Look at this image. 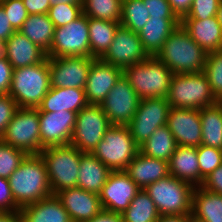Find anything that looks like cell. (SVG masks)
I'll list each match as a JSON object with an SVG mask.
<instances>
[{
    "label": "cell",
    "mask_w": 222,
    "mask_h": 222,
    "mask_svg": "<svg viewBox=\"0 0 222 222\" xmlns=\"http://www.w3.org/2000/svg\"><path fill=\"white\" fill-rule=\"evenodd\" d=\"M201 187L207 191L222 195V164L204 179Z\"/></svg>",
    "instance_id": "cell-46"
},
{
    "label": "cell",
    "mask_w": 222,
    "mask_h": 222,
    "mask_svg": "<svg viewBox=\"0 0 222 222\" xmlns=\"http://www.w3.org/2000/svg\"><path fill=\"white\" fill-rule=\"evenodd\" d=\"M87 222H124L122 214L102 210L98 215Z\"/></svg>",
    "instance_id": "cell-51"
},
{
    "label": "cell",
    "mask_w": 222,
    "mask_h": 222,
    "mask_svg": "<svg viewBox=\"0 0 222 222\" xmlns=\"http://www.w3.org/2000/svg\"><path fill=\"white\" fill-rule=\"evenodd\" d=\"M169 110L166 98L140 99L138 109L127 125L138 146L147 141L157 128L167 125Z\"/></svg>",
    "instance_id": "cell-12"
},
{
    "label": "cell",
    "mask_w": 222,
    "mask_h": 222,
    "mask_svg": "<svg viewBox=\"0 0 222 222\" xmlns=\"http://www.w3.org/2000/svg\"><path fill=\"white\" fill-rule=\"evenodd\" d=\"M16 211H20V208L14 201L9 180L7 178L0 177V212Z\"/></svg>",
    "instance_id": "cell-45"
},
{
    "label": "cell",
    "mask_w": 222,
    "mask_h": 222,
    "mask_svg": "<svg viewBox=\"0 0 222 222\" xmlns=\"http://www.w3.org/2000/svg\"><path fill=\"white\" fill-rule=\"evenodd\" d=\"M23 222H73L56 195L20 209Z\"/></svg>",
    "instance_id": "cell-28"
},
{
    "label": "cell",
    "mask_w": 222,
    "mask_h": 222,
    "mask_svg": "<svg viewBox=\"0 0 222 222\" xmlns=\"http://www.w3.org/2000/svg\"><path fill=\"white\" fill-rule=\"evenodd\" d=\"M122 74V69L95 59L84 88L88 104L100 105Z\"/></svg>",
    "instance_id": "cell-20"
},
{
    "label": "cell",
    "mask_w": 222,
    "mask_h": 222,
    "mask_svg": "<svg viewBox=\"0 0 222 222\" xmlns=\"http://www.w3.org/2000/svg\"><path fill=\"white\" fill-rule=\"evenodd\" d=\"M0 140L27 155L44 149L40 140L39 111L37 108H18Z\"/></svg>",
    "instance_id": "cell-9"
},
{
    "label": "cell",
    "mask_w": 222,
    "mask_h": 222,
    "mask_svg": "<svg viewBox=\"0 0 222 222\" xmlns=\"http://www.w3.org/2000/svg\"><path fill=\"white\" fill-rule=\"evenodd\" d=\"M0 222H23L20 211L0 212Z\"/></svg>",
    "instance_id": "cell-53"
},
{
    "label": "cell",
    "mask_w": 222,
    "mask_h": 222,
    "mask_svg": "<svg viewBox=\"0 0 222 222\" xmlns=\"http://www.w3.org/2000/svg\"><path fill=\"white\" fill-rule=\"evenodd\" d=\"M181 24L179 18H149L138 33L144 50L156 56L168 36Z\"/></svg>",
    "instance_id": "cell-27"
},
{
    "label": "cell",
    "mask_w": 222,
    "mask_h": 222,
    "mask_svg": "<svg viewBox=\"0 0 222 222\" xmlns=\"http://www.w3.org/2000/svg\"><path fill=\"white\" fill-rule=\"evenodd\" d=\"M177 143L168 126L157 128L152 135L139 146V152L156 159L169 161L176 150Z\"/></svg>",
    "instance_id": "cell-33"
},
{
    "label": "cell",
    "mask_w": 222,
    "mask_h": 222,
    "mask_svg": "<svg viewBox=\"0 0 222 222\" xmlns=\"http://www.w3.org/2000/svg\"><path fill=\"white\" fill-rule=\"evenodd\" d=\"M191 215H160L156 222H188Z\"/></svg>",
    "instance_id": "cell-52"
},
{
    "label": "cell",
    "mask_w": 222,
    "mask_h": 222,
    "mask_svg": "<svg viewBox=\"0 0 222 222\" xmlns=\"http://www.w3.org/2000/svg\"><path fill=\"white\" fill-rule=\"evenodd\" d=\"M28 14H47L50 6L49 0H23Z\"/></svg>",
    "instance_id": "cell-48"
},
{
    "label": "cell",
    "mask_w": 222,
    "mask_h": 222,
    "mask_svg": "<svg viewBox=\"0 0 222 222\" xmlns=\"http://www.w3.org/2000/svg\"><path fill=\"white\" fill-rule=\"evenodd\" d=\"M193 0H168L172 11L182 20L190 11Z\"/></svg>",
    "instance_id": "cell-49"
},
{
    "label": "cell",
    "mask_w": 222,
    "mask_h": 222,
    "mask_svg": "<svg viewBox=\"0 0 222 222\" xmlns=\"http://www.w3.org/2000/svg\"><path fill=\"white\" fill-rule=\"evenodd\" d=\"M87 105L84 89L51 87L37 109L39 112L67 110L78 113Z\"/></svg>",
    "instance_id": "cell-24"
},
{
    "label": "cell",
    "mask_w": 222,
    "mask_h": 222,
    "mask_svg": "<svg viewBox=\"0 0 222 222\" xmlns=\"http://www.w3.org/2000/svg\"><path fill=\"white\" fill-rule=\"evenodd\" d=\"M81 152L71 144L49 146L40 155L45 161L47 175L53 195L77 187Z\"/></svg>",
    "instance_id": "cell-6"
},
{
    "label": "cell",
    "mask_w": 222,
    "mask_h": 222,
    "mask_svg": "<svg viewBox=\"0 0 222 222\" xmlns=\"http://www.w3.org/2000/svg\"><path fill=\"white\" fill-rule=\"evenodd\" d=\"M124 172L140 189L170 175L167 161L148 157L141 152L137 153Z\"/></svg>",
    "instance_id": "cell-21"
},
{
    "label": "cell",
    "mask_w": 222,
    "mask_h": 222,
    "mask_svg": "<svg viewBox=\"0 0 222 222\" xmlns=\"http://www.w3.org/2000/svg\"><path fill=\"white\" fill-rule=\"evenodd\" d=\"M202 125L201 144L222 150V104H216L200 109Z\"/></svg>",
    "instance_id": "cell-32"
},
{
    "label": "cell",
    "mask_w": 222,
    "mask_h": 222,
    "mask_svg": "<svg viewBox=\"0 0 222 222\" xmlns=\"http://www.w3.org/2000/svg\"><path fill=\"white\" fill-rule=\"evenodd\" d=\"M7 41L0 39V59H7Z\"/></svg>",
    "instance_id": "cell-54"
},
{
    "label": "cell",
    "mask_w": 222,
    "mask_h": 222,
    "mask_svg": "<svg viewBox=\"0 0 222 222\" xmlns=\"http://www.w3.org/2000/svg\"><path fill=\"white\" fill-rule=\"evenodd\" d=\"M199 161L200 175L205 179L218 166L222 164V150L214 147L200 145L196 147Z\"/></svg>",
    "instance_id": "cell-40"
},
{
    "label": "cell",
    "mask_w": 222,
    "mask_h": 222,
    "mask_svg": "<svg viewBox=\"0 0 222 222\" xmlns=\"http://www.w3.org/2000/svg\"><path fill=\"white\" fill-rule=\"evenodd\" d=\"M120 25V22L88 18L89 43L92 58L101 59L105 55Z\"/></svg>",
    "instance_id": "cell-31"
},
{
    "label": "cell",
    "mask_w": 222,
    "mask_h": 222,
    "mask_svg": "<svg viewBox=\"0 0 222 222\" xmlns=\"http://www.w3.org/2000/svg\"><path fill=\"white\" fill-rule=\"evenodd\" d=\"M0 6L4 9L12 27L18 31L29 15L23 0H4L0 2Z\"/></svg>",
    "instance_id": "cell-41"
},
{
    "label": "cell",
    "mask_w": 222,
    "mask_h": 222,
    "mask_svg": "<svg viewBox=\"0 0 222 222\" xmlns=\"http://www.w3.org/2000/svg\"><path fill=\"white\" fill-rule=\"evenodd\" d=\"M150 18H178L172 11L168 0H142Z\"/></svg>",
    "instance_id": "cell-44"
},
{
    "label": "cell",
    "mask_w": 222,
    "mask_h": 222,
    "mask_svg": "<svg viewBox=\"0 0 222 222\" xmlns=\"http://www.w3.org/2000/svg\"><path fill=\"white\" fill-rule=\"evenodd\" d=\"M13 67L7 59H0V95L7 94L11 87Z\"/></svg>",
    "instance_id": "cell-47"
},
{
    "label": "cell",
    "mask_w": 222,
    "mask_h": 222,
    "mask_svg": "<svg viewBox=\"0 0 222 222\" xmlns=\"http://www.w3.org/2000/svg\"><path fill=\"white\" fill-rule=\"evenodd\" d=\"M140 98L122 74L100 107L111 125L127 126L135 115Z\"/></svg>",
    "instance_id": "cell-13"
},
{
    "label": "cell",
    "mask_w": 222,
    "mask_h": 222,
    "mask_svg": "<svg viewBox=\"0 0 222 222\" xmlns=\"http://www.w3.org/2000/svg\"><path fill=\"white\" fill-rule=\"evenodd\" d=\"M18 108L16 101L9 93L0 95V138L4 134L6 127L13 119Z\"/></svg>",
    "instance_id": "cell-43"
},
{
    "label": "cell",
    "mask_w": 222,
    "mask_h": 222,
    "mask_svg": "<svg viewBox=\"0 0 222 222\" xmlns=\"http://www.w3.org/2000/svg\"><path fill=\"white\" fill-rule=\"evenodd\" d=\"M82 10L88 18L120 22L122 0H83Z\"/></svg>",
    "instance_id": "cell-35"
},
{
    "label": "cell",
    "mask_w": 222,
    "mask_h": 222,
    "mask_svg": "<svg viewBox=\"0 0 222 222\" xmlns=\"http://www.w3.org/2000/svg\"><path fill=\"white\" fill-rule=\"evenodd\" d=\"M94 60L82 56L48 57L51 87L84 89Z\"/></svg>",
    "instance_id": "cell-14"
},
{
    "label": "cell",
    "mask_w": 222,
    "mask_h": 222,
    "mask_svg": "<svg viewBox=\"0 0 222 222\" xmlns=\"http://www.w3.org/2000/svg\"><path fill=\"white\" fill-rule=\"evenodd\" d=\"M47 14L57 28L80 17L83 14L82 4H55L49 8Z\"/></svg>",
    "instance_id": "cell-39"
},
{
    "label": "cell",
    "mask_w": 222,
    "mask_h": 222,
    "mask_svg": "<svg viewBox=\"0 0 222 222\" xmlns=\"http://www.w3.org/2000/svg\"><path fill=\"white\" fill-rule=\"evenodd\" d=\"M167 126L177 145L190 147L201 145L202 125L199 109L170 108Z\"/></svg>",
    "instance_id": "cell-18"
},
{
    "label": "cell",
    "mask_w": 222,
    "mask_h": 222,
    "mask_svg": "<svg viewBox=\"0 0 222 222\" xmlns=\"http://www.w3.org/2000/svg\"><path fill=\"white\" fill-rule=\"evenodd\" d=\"M148 57L138 33L120 25L101 60L124 70L130 65L145 61Z\"/></svg>",
    "instance_id": "cell-15"
},
{
    "label": "cell",
    "mask_w": 222,
    "mask_h": 222,
    "mask_svg": "<svg viewBox=\"0 0 222 222\" xmlns=\"http://www.w3.org/2000/svg\"><path fill=\"white\" fill-rule=\"evenodd\" d=\"M150 15L142 0H122L120 24L139 33L149 20Z\"/></svg>",
    "instance_id": "cell-36"
},
{
    "label": "cell",
    "mask_w": 222,
    "mask_h": 222,
    "mask_svg": "<svg viewBox=\"0 0 222 222\" xmlns=\"http://www.w3.org/2000/svg\"><path fill=\"white\" fill-rule=\"evenodd\" d=\"M111 172L92 153L83 152L80 158L77 187L99 194Z\"/></svg>",
    "instance_id": "cell-26"
},
{
    "label": "cell",
    "mask_w": 222,
    "mask_h": 222,
    "mask_svg": "<svg viewBox=\"0 0 222 222\" xmlns=\"http://www.w3.org/2000/svg\"><path fill=\"white\" fill-rule=\"evenodd\" d=\"M188 222H199V221H196L194 218L191 217Z\"/></svg>",
    "instance_id": "cell-57"
},
{
    "label": "cell",
    "mask_w": 222,
    "mask_h": 222,
    "mask_svg": "<svg viewBox=\"0 0 222 222\" xmlns=\"http://www.w3.org/2000/svg\"><path fill=\"white\" fill-rule=\"evenodd\" d=\"M111 126L100 105L88 104L77 113L70 144L91 153Z\"/></svg>",
    "instance_id": "cell-10"
},
{
    "label": "cell",
    "mask_w": 222,
    "mask_h": 222,
    "mask_svg": "<svg viewBox=\"0 0 222 222\" xmlns=\"http://www.w3.org/2000/svg\"><path fill=\"white\" fill-rule=\"evenodd\" d=\"M194 188L192 184L169 175L144 190L160 215H191Z\"/></svg>",
    "instance_id": "cell-7"
},
{
    "label": "cell",
    "mask_w": 222,
    "mask_h": 222,
    "mask_svg": "<svg viewBox=\"0 0 222 222\" xmlns=\"http://www.w3.org/2000/svg\"><path fill=\"white\" fill-rule=\"evenodd\" d=\"M8 180L14 201L20 209L53 195L45 161L40 154L27 155Z\"/></svg>",
    "instance_id": "cell-1"
},
{
    "label": "cell",
    "mask_w": 222,
    "mask_h": 222,
    "mask_svg": "<svg viewBox=\"0 0 222 222\" xmlns=\"http://www.w3.org/2000/svg\"><path fill=\"white\" fill-rule=\"evenodd\" d=\"M55 195L73 222L90 221L103 210L99 194L78 187L61 190Z\"/></svg>",
    "instance_id": "cell-19"
},
{
    "label": "cell",
    "mask_w": 222,
    "mask_h": 222,
    "mask_svg": "<svg viewBox=\"0 0 222 222\" xmlns=\"http://www.w3.org/2000/svg\"><path fill=\"white\" fill-rule=\"evenodd\" d=\"M217 18H218L220 25L222 26V0H220V3H219V8L217 11Z\"/></svg>",
    "instance_id": "cell-56"
},
{
    "label": "cell",
    "mask_w": 222,
    "mask_h": 222,
    "mask_svg": "<svg viewBox=\"0 0 222 222\" xmlns=\"http://www.w3.org/2000/svg\"><path fill=\"white\" fill-rule=\"evenodd\" d=\"M15 31L4 9L0 6V39L7 41Z\"/></svg>",
    "instance_id": "cell-50"
},
{
    "label": "cell",
    "mask_w": 222,
    "mask_h": 222,
    "mask_svg": "<svg viewBox=\"0 0 222 222\" xmlns=\"http://www.w3.org/2000/svg\"><path fill=\"white\" fill-rule=\"evenodd\" d=\"M7 47V60L13 69L35 65L47 58V53L43 49L19 31H15L7 40Z\"/></svg>",
    "instance_id": "cell-25"
},
{
    "label": "cell",
    "mask_w": 222,
    "mask_h": 222,
    "mask_svg": "<svg viewBox=\"0 0 222 222\" xmlns=\"http://www.w3.org/2000/svg\"><path fill=\"white\" fill-rule=\"evenodd\" d=\"M203 72L218 101L222 100V50L210 52L206 57Z\"/></svg>",
    "instance_id": "cell-37"
},
{
    "label": "cell",
    "mask_w": 222,
    "mask_h": 222,
    "mask_svg": "<svg viewBox=\"0 0 222 222\" xmlns=\"http://www.w3.org/2000/svg\"><path fill=\"white\" fill-rule=\"evenodd\" d=\"M123 74L140 99L167 98L173 73L156 56L130 65Z\"/></svg>",
    "instance_id": "cell-5"
},
{
    "label": "cell",
    "mask_w": 222,
    "mask_h": 222,
    "mask_svg": "<svg viewBox=\"0 0 222 222\" xmlns=\"http://www.w3.org/2000/svg\"><path fill=\"white\" fill-rule=\"evenodd\" d=\"M122 217L124 222H156L160 214L150 196L141 189L123 212Z\"/></svg>",
    "instance_id": "cell-34"
},
{
    "label": "cell",
    "mask_w": 222,
    "mask_h": 222,
    "mask_svg": "<svg viewBox=\"0 0 222 222\" xmlns=\"http://www.w3.org/2000/svg\"><path fill=\"white\" fill-rule=\"evenodd\" d=\"M181 25L207 54L222 50V26L217 16L206 20L183 18Z\"/></svg>",
    "instance_id": "cell-22"
},
{
    "label": "cell",
    "mask_w": 222,
    "mask_h": 222,
    "mask_svg": "<svg viewBox=\"0 0 222 222\" xmlns=\"http://www.w3.org/2000/svg\"><path fill=\"white\" fill-rule=\"evenodd\" d=\"M50 1V6L55 5V4H82L83 0H49Z\"/></svg>",
    "instance_id": "cell-55"
},
{
    "label": "cell",
    "mask_w": 222,
    "mask_h": 222,
    "mask_svg": "<svg viewBox=\"0 0 222 222\" xmlns=\"http://www.w3.org/2000/svg\"><path fill=\"white\" fill-rule=\"evenodd\" d=\"M51 88L48 57L41 63L13 69L10 96L19 108H37Z\"/></svg>",
    "instance_id": "cell-3"
},
{
    "label": "cell",
    "mask_w": 222,
    "mask_h": 222,
    "mask_svg": "<svg viewBox=\"0 0 222 222\" xmlns=\"http://www.w3.org/2000/svg\"><path fill=\"white\" fill-rule=\"evenodd\" d=\"M18 31L46 53L49 52L54 39L55 26L48 14H29Z\"/></svg>",
    "instance_id": "cell-30"
},
{
    "label": "cell",
    "mask_w": 222,
    "mask_h": 222,
    "mask_svg": "<svg viewBox=\"0 0 222 222\" xmlns=\"http://www.w3.org/2000/svg\"><path fill=\"white\" fill-rule=\"evenodd\" d=\"M170 175L200 187L204 178L200 175L196 147L177 145L168 161Z\"/></svg>",
    "instance_id": "cell-23"
},
{
    "label": "cell",
    "mask_w": 222,
    "mask_h": 222,
    "mask_svg": "<svg viewBox=\"0 0 222 222\" xmlns=\"http://www.w3.org/2000/svg\"><path fill=\"white\" fill-rule=\"evenodd\" d=\"M156 57L173 74L197 73L204 70L207 53L180 24L163 43Z\"/></svg>",
    "instance_id": "cell-2"
},
{
    "label": "cell",
    "mask_w": 222,
    "mask_h": 222,
    "mask_svg": "<svg viewBox=\"0 0 222 222\" xmlns=\"http://www.w3.org/2000/svg\"><path fill=\"white\" fill-rule=\"evenodd\" d=\"M90 57L88 17L82 14L67 25L55 28L54 39L47 57Z\"/></svg>",
    "instance_id": "cell-11"
},
{
    "label": "cell",
    "mask_w": 222,
    "mask_h": 222,
    "mask_svg": "<svg viewBox=\"0 0 222 222\" xmlns=\"http://www.w3.org/2000/svg\"><path fill=\"white\" fill-rule=\"evenodd\" d=\"M166 99L170 108L199 110L219 102L203 71L173 74Z\"/></svg>",
    "instance_id": "cell-4"
},
{
    "label": "cell",
    "mask_w": 222,
    "mask_h": 222,
    "mask_svg": "<svg viewBox=\"0 0 222 222\" xmlns=\"http://www.w3.org/2000/svg\"><path fill=\"white\" fill-rule=\"evenodd\" d=\"M191 217L199 222H222V195L195 187Z\"/></svg>",
    "instance_id": "cell-29"
},
{
    "label": "cell",
    "mask_w": 222,
    "mask_h": 222,
    "mask_svg": "<svg viewBox=\"0 0 222 222\" xmlns=\"http://www.w3.org/2000/svg\"><path fill=\"white\" fill-rule=\"evenodd\" d=\"M220 0H193L190 11L184 18L206 20L217 16Z\"/></svg>",
    "instance_id": "cell-42"
},
{
    "label": "cell",
    "mask_w": 222,
    "mask_h": 222,
    "mask_svg": "<svg viewBox=\"0 0 222 222\" xmlns=\"http://www.w3.org/2000/svg\"><path fill=\"white\" fill-rule=\"evenodd\" d=\"M140 190L124 171H112L99 193L103 210L123 214Z\"/></svg>",
    "instance_id": "cell-16"
},
{
    "label": "cell",
    "mask_w": 222,
    "mask_h": 222,
    "mask_svg": "<svg viewBox=\"0 0 222 222\" xmlns=\"http://www.w3.org/2000/svg\"><path fill=\"white\" fill-rule=\"evenodd\" d=\"M76 112L67 110L58 112H39L41 145H68L73 134Z\"/></svg>",
    "instance_id": "cell-17"
},
{
    "label": "cell",
    "mask_w": 222,
    "mask_h": 222,
    "mask_svg": "<svg viewBox=\"0 0 222 222\" xmlns=\"http://www.w3.org/2000/svg\"><path fill=\"white\" fill-rule=\"evenodd\" d=\"M139 146L127 126L111 125L91 152L111 171H124L136 157Z\"/></svg>",
    "instance_id": "cell-8"
},
{
    "label": "cell",
    "mask_w": 222,
    "mask_h": 222,
    "mask_svg": "<svg viewBox=\"0 0 222 222\" xmlns=\"http://www.w3.org/2000/svg\"><path fill=\"white\" fill-rule=\"evenodd\" d=\"M27 154L0 140V177L9 178Z\"/></svg>",
    "instance_id": "cell-38"
}]
</instances>
